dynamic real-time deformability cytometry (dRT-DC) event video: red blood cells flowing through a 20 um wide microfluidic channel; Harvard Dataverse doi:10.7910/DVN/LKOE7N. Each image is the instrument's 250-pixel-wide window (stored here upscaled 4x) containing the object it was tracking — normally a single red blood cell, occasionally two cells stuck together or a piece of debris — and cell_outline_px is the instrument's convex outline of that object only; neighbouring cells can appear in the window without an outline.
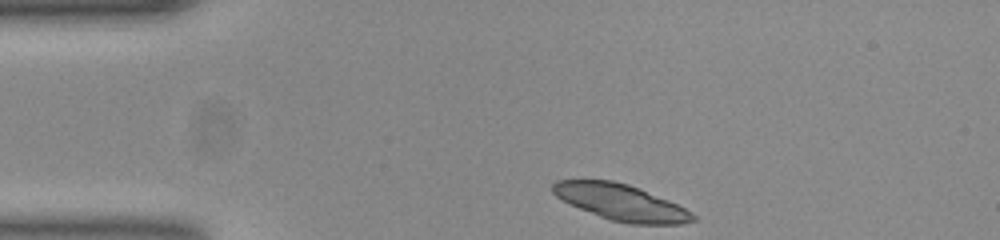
{"species": "common noctule bat (a hibernating species)", "species_latin": "Nyctalus noctula", "temperature_condition": "room temperature", "stored_images_in_passage": 36, "camera_frame_rate_fps": 3000, "um_per_image_px": 0.085, "animal": {"sex": "female", "body_mass_g": 23.0, "forearm_length_mm": 53.4}, "frame": {"image": 1, "passage_image": 1, "time_ms": 0.0, "image_size_px": [1000, 240], "cell_outline_px": [[696, 220], [680, 224], [632, 224], [612, 220], [600, 216], [580, 208], [556, 196], [552, 192], [552, 184], [556, 180], [612, 180], [628, 184], [640, 188], [676, 204], [684, 208], [696, 216]], "centroid_in_image_um": [52.78, 17.19], "position_along_channel_um": 32.2, "area_um2": 29.07}}